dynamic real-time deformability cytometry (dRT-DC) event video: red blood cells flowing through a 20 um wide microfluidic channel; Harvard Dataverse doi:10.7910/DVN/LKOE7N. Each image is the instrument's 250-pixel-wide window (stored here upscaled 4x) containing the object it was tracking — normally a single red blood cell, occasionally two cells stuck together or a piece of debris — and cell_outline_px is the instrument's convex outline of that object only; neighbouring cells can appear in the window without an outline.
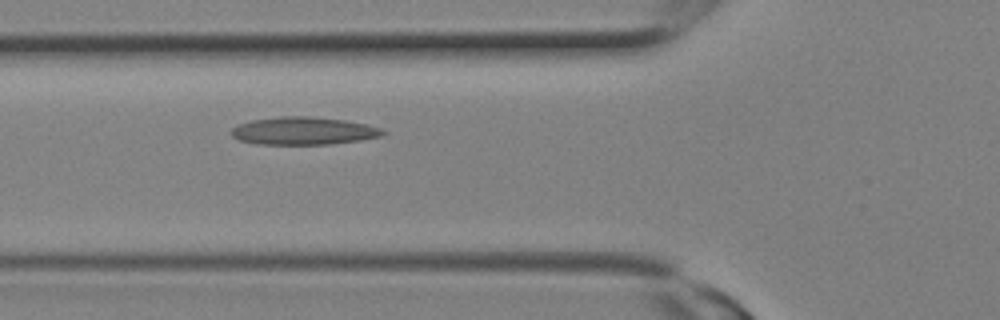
{"species": "Egyptian fruit bat (a non-hibernating species)", "species_latin": "Rousettus aegyptiacus", "temperature_condition": "room temperature", "stored_images_in_passage": 8, "camera_frame_rate_fps": 3000, "um_per_image_px": 0.085, "animal": {"sex": "female"}, "frame": {"image": 1, "passage_image": 8, "time_ms": 2.333, "image_size_px": [1000, 320], "cell_outline_px": [[388, 132], [380, 136], [360, 140], [328, 144], [256, 144], [240, 140], [232, 136], [228, 132], [236, 124], [252, 120], [280, 116], [312, 116], [344, 120], [364, 124], [380, 128]], "centroid_in_image_um": [25.74, 11.12], "position_along_channel_um": 100.1, "area_um2": 24.51}}